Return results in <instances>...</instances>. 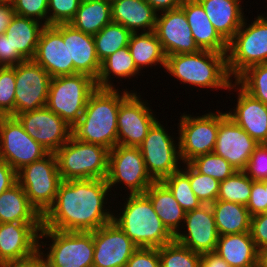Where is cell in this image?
<instances>
[{
	"label": "cell",
	"instance_id": "6da1fadb",
	"mask_svg": "<svg viewBox=\"0 0 267 267\" xmlns=\"http://www.w3.org/2000/svg\"><path fill=\"white\" fill-rule=\"evenodd\" d=\"M111 192L106 179L61 181L54 203L42 215L43 227L59 231L97 230L112 221V204L116 200Z\"/></svg>",
	"mask_w": 267,
	"mask_h": 267
},
{
	"label": "cell",
	"instance_id": "7a4b0ae2",
	"mask_svg": "<svg viewBox=\"0 0 267 267\" xmlns=\"http://www.w3.org/2000/svg\"><path fill=\"white\" fill-rule=\"evenodd\" d=\"M97 88L88 98L79 121L72 127V137L100 145L109 151L118 144L117 115L120 103L135 90Z\"/></svg>",
	"mask_w": 267,
	"mask_h": 267
},
{
	"label": "cell",
	"instance_id": "3957f363",
	"mask_svg": "<svg viewBox=\"0 0 267 267\" xmlns=\"http://www.w3.org/2000/svg\"><path fill=\"white\" fill-rule=\"evenodd\" d=\"M164 71L186 87L227 90L234 81L227 69L226 53L200 50L196 53L169 55ZM189 85V86H188ZM199 87V88H198Z\"/></svg>",
	"mask_w": 267,
	"mask_h": 267
},
{
	"label": "cell",
	"instance_id": "277c9868",
	"mask_svg": "<svg viewBox=\"0 0 267 267\" xmlns=\"http://www.w3.org/2000/svg\"><path fill=\"white\" fill-rule=\"evenodd\" d=\"M125 196L124 194L122 197L124 203L118 201L120 207L113 206L118 209H113L112 221L138 247L159 248L174 240V236L165 227L153 209L150 199L144 193L128 194L127 198Z\"/></svg>",
	"mask_w": 267,
	"mask_h": 267
},
{
	"label": "cell",
	"instance_id": "5b68a950",
	"mask_svg": "<svg viewBox=\"0 0 267 267\" xmlns=\"http://www.w3.org/2000/svg\"><path fill=\"white\" fill-rule=\"evenodd\" d=\"M38 249L45 267H93L92 232L59 231L42 226Z\"/></svg>",
	"mask_w": 267,
	"mask_h": 267
},
{
	"label": "cell",
	"instance_id": "8992f818",
	"mask_svg": "<svg viewBox=\"0 0 267 267\" xmlns=\"http://www.w3.org/2000/svg\"><path fill=\"white\" fill-rule=\"evenodd\" d=\"M62 181L106 179L109 150L71 138L55 152Z\"/></svg>",
	"mask_w": 267,
	"mask_h": 267
},
{
	"label": "cell",
	"instance_id": "52a82bcc",
	"mask_svg": "<svg viewBox=\"0 0 267 267\" xmlns=\"http://www.w3.org/2000/svg\"><path fill=\"white\" fill-rule=\"evenodd\" d=\"M96 89V80L86 74L53 77L46 106L73 127L82 116L88 98Z\"/></svg>",
	"mask_w": 267,
	"mask_h": 267
},
{
	"label": "cell",
	"instance_id": "ba28073f",
	"mask_svg": "<svg viewBox=\"0 0 267 267\" xmlns=\"http://www.w3.org/2000/svg\"><path fill=\"white\" fill-rule=\"evenodd\" d=\"M247 19L228 42L227 69L234 80L247 68L267 63V23L258 15L251 23Z\"/></svg>",
	"mask_w": 267,
	"mask_h": 267
},
{
	"label": "cell",
	"instance_id": "9c48e42d",
	"mask_svg": "<svg viewBox=\"0 0 267 267\" xmlns=\"http://www.w3.org/2000/svg\"><path fill=\"white\" fill-rule=\"evenodd\" d=\"M106 182L110 191L113 190L115 193L112 195L115 197L114 200L119 197H116V195H120L119 193L116 194L115 190L118 191L117 188H123L127 193L126 195L145 193L154 180L147 172L139 147L117 144L109 151Z\"/></svg>",
	"mask_w": 267,
	"mask_h": 267
},
{
	"label": "cell",
	"instance_id": "30bf717a",
	"mask_svg": "<svg viewBox=\"0 0 267 267\" xmlns=\"http://www.w3.org/2000/svg\"><path fill=\"white\" fill-rule=\"evenodd\" d=\"M162 122L164 121L158 119L153 124L139 146L147 172L154 181H162L180 170L183 163L180 157L179 137L172 135L167 125L165 128Z\"/></svg>",
	"mask_w": 267,
	"mask_h": 267
},
{
	"label": "cell",
	"instance_id": "8fae6325",
	"mask_svg": "<svg viewBox=\"0 0 267 267\" xmlns=\"http://www.w3.org/2000/svg\"><path fill=\"white\" fill-rule=\"evenodd\" d=\"M17 179L30 203L43 215L54 203L62 181L55 153L24 166L17 172Z\"/></svg>",
	"mask_w": 267,
	"mask_h": 267
},
{
	"label": "cell",
	"instance_id": "7c38bea8",
	"mask_svg": "<svg viewBox=\"0 0 267 267\" xmlns=\"http://www.w3.org/2000/svg\"><path fill=\"white\" fill-rule=\"evenodd\" d=\"M180 114L179 123L176 124L179 130L174 134L179 137L182 162L189 163L200 155L212 153L219 129V110L199 116L187 112Z\"/></svg>",
	"mask_w": 267,
	"mask_h": 267
},
{
	"label": "cell",
	"instance_id": "4fadbf2b",
	"mask_svg": "<svg viewBox=\"0 0 267 267\" xmlns=\"http://www.w3.org/2000/svg\"><path fill=\"white\" fill-rule=\"evenodd\" d=\"M48 153L26 133L16 117L0 116V159L16 172Z\"/></svg>",
	"mask_w": 267,
	"mask_h": 267
},
{
	"label": "cell",
	"instance_id": "5bb4252c",
	"mask_svg": "<svg viewBox=\"0 0 267 267\" xmlns=\"http://www.w3.org/2000/svg\"><path fill=\"white\" fill-rule=\"evenodd\" d=\"M140 94L137 91L131 92L120 103L117 115L118 145L139 147L159 118Z\"/></svg>",
	"mask_w": 267,
	"mask_h": 267
},
{
	"label": "cell",
	"instance_id": "9a60e30c",
	"mask_svg": "<svg viewBox=\"0 0 267 267\" xmlns=\"http://www.w3.org/2000/svg\"><path fill=\"white\" fill-rule=\"evenodd\" d=\"M51 78L33 60L15 65V117L46 106Z\"/></svg>",
	"mask_w": 267,
	"mask_h": 267
},
{
	"label": "cell",
	"instance_id": "2e32d148",
	"mask_svg": "<svg viewBox=\"0 0 267 267\" xmlns=\"http://www.w3.org/2000/svg\"><path fill=\"white\" fill-rule=\"evenodd\" d=\"M53 77L74 74V64L69 63L68 23L45 26L40 34L32 59Z\"/></svg>",
	"mask_w": 267,
	"mask_h": 267
},
{
	"label": "cell",
	"instance_id": "e0dca14e",
	"mask_svg": "<svg viewBox=\"0 0 267 267\" xmlns=\"http://www.w3.org/2000/svg\"><path fill=\"white\" fill-rule=\"evenodd\" d=\"M16 118L26 133L49 153H55L72 136V127L47 106L18 114Z\"/></svg>",
	"mask_w": 267,
	"mask_h": 267
},
{
	"label": "cell",
	"instance_id": "ac0fdd59",
	"mask_svg": "<svg viewBox=\"0 0 267 267\" xmlns=\"http://www.w3.org/2000/svg\"><path fill=\"white\" fill-rule=\"evenodd\" d=\"M42 223H0V265L35 257Z\"/></svg>",
	"mask_w": 267,
	"mask_h": 267
},
{
	"label": "cell",
	"instance_id": "d6986e66",
	"mask_svg": "<svg viewBox=\"0 0 267 267\" xmlns=\"http://www.w3.org/2000/svg\"><path fill=\"white\" fill-rule=\"evenodd\" d=\"M93 267H125L138 246L113 221L92 231Z\"/></svg>",
	"mask_w": 267,
	"mask_h": 267
},
{
	"label": "cell",
	"instance_id": "ffe728a7",
	"mask_svg": "<svg viewBox=\"0 0 267 267\" xmlns=\"http://www.w3.org/2000/svg\"><path fill=\"white\" fill-rule=\"evenodd\" d=\"M259 144L252 139L226 111L219 110V129L213 153L221 156L237 171L244 170Z\"/></svg>",
	"mask_w": 267,
	"mask_h": 267
},
{
	"label": "cell",
	"instance_id": "44dd1931",
	"mask_svg": "<svg viewBox=\"0 0 267 267\" xmlns=\"http://www.w3.org/2000/svg\"><path fill=\"white\" fill-rule=\"evenodd\" d=\"M181 230L174 237L180 244L199 254L215 252L219 235L210 204L185 212Z\"/></svg>",
	"mask_w": 267,
	"mask_h": 267
},
{
	"label": "cell",
	"instance_id": "7402d4cb",
	"mask_svg": "<svg viewBox=\"0 0 267 267\" xmlns=\"http://www.w3.org/2000/svg\"><path fill=\"white\" fill-rule=\"evenodd\" d=\"M154 32L166 57L201 50L192 36L187 17L181 7L157 14Z\"/></svg>",
	"mask_w": 267,
	"mask_h": 267
},
{
	"label": "cell",
	"instance_id": "603a6c76",
	"mask_svg": "<svg viewBox=\"0 0 267 267\" xmlns=\"http://www.w3.org/2000/svg\"><path fill=\"white\" fill-rule=\"evenodd\" d=\"M228 91L236 92L237 100L234 101L237 103L226 111L227 116L258 144H267V105L252 97L235 81L230 84Z\"/></svg>",
	"mask_w": 267,
	"mask_h": 267
},
{
	"label": "cell",
	"instance_id": "cb8c5ba5",
	"mask_svg": "<svg viewBox=\"0 0 267 267\" xmlns=\"http://www.w3.org/2000/svg\"><path fill=\"white\" fill-rule=\"evenodd\" d=\"M180 7L187 17L192 36L201 50L227 53L228 43L215 30L198 0H183Z\"/></svg>",
	"mask_w": 267,
	"mask_h": 267
},
{
	"label": "cell",
	"instance_id": "d4e9b609",
	"mask_svg": "<svg viewBox=\"0 0 267 267\" xmlns=\"http://www.w3.org/2000/svg\"><path fill=\"white\" fill-rule=\"evenodd\" d=\"M218 34L228 43L243 24L242 0H198Z\"/></svg>",
	"mask_w": 267,
	"mask_h": 267
},
{
	"label": "cell",
	"instance_id": "484cf974",
	"mask_svg": "<svg viewBox=\"0 0 267 267\" xmlns=\"http://www.w3.org/2000/svg\"><path fill=\"white\" fill-rule=\"evenodd\" d=\"M111 18L131 33L150 32L155 30L157 13L145 0H117L111 3Z\"/></svg>",
	"mask_w": 267,
	"mask_h": 267
},
{
	"label": "cell",
	"instance_id": "4316f807",
	"mask_svg": "<svg viewBox=\"0 0 267 267\" xmlns=\"http://www.w3.org/2000/svg\"><path fill=\"white\" fill-rule=\"evenodd\" d=\"M215 252L231 267H256L260 264V251L250 232L219 236Z\"/></svg>",
	"mask_w": 267,
	"mask_h": 267
},
{
	"label": "cell",
	"instance_id": "83f0119b",
	"mask_svg": "<svg viewBox=\"0 0 267 267\" xmlns=\"http://www.w3.org/2000/svg\"><path fill=\"white\" fill-rule=\"evenodd\" d=\"M68 52L69 63L74 64V74H86L95 80L98 78L101 63L96 55L93 36L74 28L69 23Z\"/></svg>",
	"mask_w": 267,
	"mask_h": 267
},
{
	"label": "cell",
	"instance_id": "f1b7e54d",
	"mask_svg": "<svg viewBox=\"0 0 267 267\" xmlns=\"http://www.w3.org/2000/svg\"><path fill=\"white\" fill-rule=\"evenodd\" d=\"M168 231L175 237L181 231L185 211L162 181H154L144 193Z\"/></svg>",
	"mask_w": 267,
	"mask_h": 267
},
{
	"label": "cell",
	"instance_id": "f546056e",
	"mask_svg": "<svg viewBox=\"0 0 267 267\" xmlns=\"http://www.w3.org/2000/svg\"><path fill=\"white\" fill-rule=\"evenodd\" d=\"M7 222L42 223V215L18 182L0 196V223Z\"/></svg>",
	"mask_w": 267,
	"mask_h": 267
},
{
	"label": "cell",
	"instance_id": "4dcf8cb0",
	"mask_svg": "<svg viewBox=\"0 0 267 267\" xmlns=\"http://www.w3.org/2000/svg\"><path fill=\"white\" fill-rule=\"evenodd\" d=\"M44 27L37 20L14 14L4 34L12 44V52H18L25 60H32Z\"/></svg>",
	"mask_w": 267,
	"mask_h": 267
},
{
	"label": "cell",
	"instance_id": "1f68e13d",
	"mask_svg": "<svg viewBox=\"0 0 267 267\" xmlns=\"http://www.w3.org/2000/svg\"><path fill=\"white\" fill-rule=\"evenodd\" d=\"M128 48L140 72L158 65L165 69L166 55L154 31L132 33Z\"/></svg>",
	"mask_w": 267,
	"mask_h": 267
},
{
	"label": "cell",
	"instance_id": "d6a6232c",
	"mask_svg": "<svg viewBox=\"0 0 267 267\" xmlns=\"http://www.w3.org/2000/svg\"><path fill=\"white\" fill-rule=\"evenodd\" d=\"M140 73V74H139ZM142 73L137 69L128 46L118 49L101 63V70L96 79L97 88L118 89L114 79L138 78ZM112 76V77H111ZM114 76V77H113ZM113 81V82H112ZM117 86V87H116Z\"/></svg>",
	"mask_w": 267,
	"mask_h": 267
},
{
	"label": "cell",
	"instance_id": "836d02e7",
	"mask_svg": "<svg viewBox=\"0 0 267 267\" xmlns=\"http://www.w3.org/2000/svg\"><path fill=\"white\" fill-rule=\"evenodd\" d=\"M219 236L250 232L251 215L245 205L216 200L210 204Z\"/></svg>",
	"mask_w": 267,
	"mask_h": 267
},
{
	"label": "cell",
	"instance_id": "e575fe53",
	"mask_svg": "<svg viewBox=\"0 0 267 267\" xmlns=\"http://www.w3.org/2000/svg\"><path fill=\"white\" fill-rule=\"evenodd\" d=\"M111 22V3L105 0H81L76 15L69 24L94 36Z\"/></svg>",
	"mask_w": 267,
	"mask_h": 267
},
{
	"label": "cell",
	"instance_id": "d590c367",
	"mask_svg": "<svg viewBox=\"0 0 267 267\" xmlns=\"http://www.w3.org/2000/svg\"><path fill=\"white\" fill-rule=\"evenodd\" d=\"M131 34L123 25L111 22L94 35L96 55L100 63L118 49L128 46Z\"/></svg>",
	"mask_w": 267,
	"mask_h": 267
},
{
	"label": "cell",
	"instance_id": "8d00e7d4",
	"mask_svg": "<svg viewBox=\"0 0 267 267\" xmlns=\"http://www.w3.org/2000/svg\"><path fill=\"white\" fill-rule=\"evenodd\" d=\"M162 182L168 187L185 212L197 209L202 205L190 186L189 163H183L180 170L173 172Z\"/></svg>",
	"mask_w": 267,
	"mask_h": 267
},
{
	"label": "cell",
	"instance_id": "74e56055",
	"mask_svg": "<svg viewBox=\"0 0 267 267\" xmlns=\"http://www.w3.org/2000/svg\"><path fill=\"white\" fill-rule=\"evenodd\" d=\"M253 180L243 170L220 182L217 200L235 202L247 206Z\"/></svg>",
	"mask_w": 267,
	"mask_h": 267
},
{
	"label": "cell",
	"instance_id": "f35d334b",
	"mask_svg": "<svg viewBox=\"0 0 267 267\" xmlns=\"http://www.w3.org/2000/svg\"><path fill=\"white\" fill-rule=\"evenodd\" d=\"M158 250L160 267H200L201 254L193 252L175 239Z\"/></svg>",
	"mask_w": 267,
	"mask_h": 267
},
{
	"label": "cell",
	"instance_id": "ab89813d",
	"mask_svg": "<svg viewBox=\"0 0 267 267\" xmlns=\"http://www.w3.org/2000/svg\"><path fill=\"white\" fill-rule=\"evenodd\" d=\"M235 82L252 97L267 105V63L247 68Z\"/></svg>",
	"mask_w": 267,
	"mask_h": 267
},
{
	"label": "cell",
	"instance_id": "60d3db41",
	"mask_svg": "<svg viewBox=\"0 0 267 267\" xmlns=\"http://www.w3.org/2000/svg\"><path fill=\"white\" fill-rule=\"evenodd\" d=\"M200 174L215 178L219 182L233 175L237 170L221 156L215 153L200 155L189 162Z\"/></svg>",
	"mask_w": 267,
	"mask_h": 267
},
{
	"label": "cell",
	"instance_id": "b9f144b4",
	"mask_svg": "<svg viewBox=\"0 0 267 267\" xmlns=\"http://www.w3.org/2000/svg\"><path fill=\"white\" fill-rule=\"evenodd\" d=\"M189 181L193 193L202 204H212L217 200L220 188L218 180L200 174L189 164Z\"/></svg>",
	"mask_w": 267,
	"mask_h": 267
},
{
	"label": "cell",
	"instance_id": "7bdbcfd3",
	"mask_svg": "<svg viewBox=\"0 0 267 267\" xmlns=\"http://www.w3.org/2000/svg\"><path fill=\"white\" fill-rule=\"evenodd\" d=\"M15 66H0V116L15 117Z\"/></svg>",
	"mask_w": 267,
	"mask_h": 267
},
{
	"label": "cell",
	"instance_id": "ee69618b",
	"mask_svg": "<svg viewBox=\"0 0 267 267\" xmlns=\"http://www.w3.org/2000/svg\"><path fill=\"white\" fill-rule=\"evenodd\" d=\"M49 0H12L15 15L37 20L48 26Z\"/></svg>",
	"mask_w": 267,
	"mask_h": 267
},
{
	"label": "cell",
	"instance_id": "f6af8a7d",
	"mask_svg": "<svg viewBox=\"0 0 267 267\" xmlns=\"http://www.w3.org/2000/svg\"><path fill=\"white\" fill-rule=\"evenodd\" d=\"M81 0H49L48 26L70 23L75 17Z\"/></svg>",
	"mask_w": 267,
	"mask_h": 267
},
{
	"label": "cell",
	"instance_id": "bcb514c9",
	"mask_svg": "<svg viewBox=\"0 0 267 267\" xmlns=\"http://www.w3.org/2000/svg\"><path fill=\"white\" fill-rule=\"evenodd\" d=\"M253 181L267 179V144H259L243 170Z\"/></svg>",
	"mask_w": 267,
	"mask_h": 267
},
{
	"label": "cell",
	"instance_id": "7dc6e473",
	"mask_svg": "<svg viewBox=\"0 0 267 267\" xmlns=\"http://www.w3.org/2000/svg\"><path fill=\"white\" fill-rule=\"evenodd\" d=\"M125 267H160L158 248L138 247Z\"/></svg>",
	"mask_w": 267,
	"mask_h": 267
},
{
	"label": "cell",
	"instance_id": "c3c4849f",
	"mask_svg": "<svg viewBox=\"0 0 267 267\" xmlns=\"http://www.w3.org/2000/svg\"><path fill=\"white\" fill-rule=\"evenodd\" d=\"M246 207L251 216L267 212L265 180L253 181L250 198Z\"/></svg>",
	"mask_w": 267,
	"mask_h": 267
},
{
	"label": "cell",
	"instance_id": "681fc988",
	"mask_svg": "<svg viewBox=\"0 0 267 267\" xmlns=\"http://www.w3.org/2000/svg\"><path fill=\"white\" fill-rule=\"evenodd\" d=\"M250 234L259 251L267 247V212L251 216Z\"/></svg>",
	"mask_w": 267,
	"mask_h": 267
},
{
	"label": "cell",
	"instance_id": "f907efd6",
	"mask_svg": "<svg viewBox=\"0 0 267 267\" xmlns=\"http://www.w3.org/2000/svg\"><path fill=\"white\" fill-rule=\"evenodd\" d=\"M25 59L18 53L12 52V44L5 34L0 35V66H15Z\"/></svg>",
	"mask_w": 267,
	"mask_h": 267
},
{
	"label": "cell",
	"instance_id": "816d5d0a",
	"mask_svg": "<svg viewBox=\"0 0 267 267\" xmlns=\"http://www.w3.org/2000/svg\"><path fill=\"white\" fill-rule=\"evenodd\" d=\"M17 182V172L4 160L0 159V196Z\"/></svg>",
	"mask_w": 267,
	"mask_h": 267
},
{
	"label": "cell",
	"instance_id": "f5cc1de1",
	"mask_svg": "<svg viewBox=\"0 0 267 267\" xmlns=\"http://www.w3.org/2000/svg\"><path fill=\"white\" fill-rule=\"evenodd\" d=\"M14 14L11 2L0 1V35L5 33Z\"/></svg>",
	"mask_w": 267,
	"mask_h": 267
},
{
	"label": "cell",
	"instance_id": "db71d44e",
	"mask_svg": "<svg viewBox=\"0 0 267 267\" xmlns=\"http://www.w3.org/2000/svg\"><path fill=\"white\" fill-rule=\"evenodd\" d=\"M200 267H231L216 252L201 254Z\"/></svg>",
	"mask_w": 267,
	"mask_h": 267
},
{
	"label": "cell",
	"instance_id": "11a10c76",
	"mask_svg": "<svg viewBox=\"0 0 267 267\" xmlns=\"http://www.w3.org/2000/svg\"><path fill=\"white\" fill-rule=\"evenodd\" d=\"M157 14L176 9L181 6L183 0H145Z\"/></svg>",
	"mask_w": 267,
	"mask_h": 267
},
{
	"label": "cell",
	"instance_id": "9f6ffc18",
	"mask_svg": "<svg viewBox=\"0 0 267 267\" xmlns=\"http://www.w3.org/2000/svg\"><path fill=\"white\" fill-rule=\"evenodd\" d=\"M0 267H45L44 262L39 254L35 257L21 262H9L0 265Z\"/></svg>",
	"mask_w": 267,
	"mask_h": 267
},
{
	"label": "cell",
	"instance_id": "6f0895ef",
	"mask_svg": "<svg viewBox=\"0 0 267 267\" xmlns=\"http://www.w3.org/2000/svg\"><path fill=\"white\" fill-rule=\"evenodd\" d=\"M260 265L261 267H267V247L260 251Z\"/></svg>",
	"mask_w": 267,
	"mask_h": 267
},
{
	"label": "cell",
	"instance_id": "680465c9",
	"mask_svg": "<svg viewBox=\"0 0 267 267\" xmlns=\"http://www.w3.org/2000/svg\"><path fill=\"white\" fill-rule=\"evenodd\" d=\"M265 14L264 13L263 14L261 13V14H258V16L267 23V13H265Z\"/></svg>",
	"mask_w": 267,
	"mask_h": 267
},
{
	"label": "cell",
	"instance_id": "91938a15",
	"mask_svg": "<svg viewBox=\"0 0 267 267\" xmlns=\"http://www.w3.org/2000/svg\"><path fill=\"white\" fill-rule=\"evenodd\" d=\"M265 190H266V196H267V179H265Z\"/></svg>",
	"mask_w": 267,
	"mask_h": 267
},
{
	"label": "cell",
	"instance_id": "94428289",
	"mask_svg": "<svg viewBox=\"0 0 267 267\" xmlns=\"http://www.w3.org/2000/svg\"><path fill=\"white\" fill-rule=\"evenodd\" d=\"M105 1H107V2H109V3H113V2H115V1H117V0H105Z\"/></svg>",
	"mask_w": 267,
	"mask_h": 267
},
{
	"label": "cell",
	"instance_id": "6125c7cd",
	"mask_svg": "<svg viewBox=\"0 0 267 267\" xmlns=\"http://www.w3.org/2000/svg\"><path fill=\"white\" fill-rule=\"evenodd\" d=\"M0 1L11 2L12 0H0Z\"/></svg>",
	"mask_w": 267,
	"mask_h": 267
}]
</instances>
